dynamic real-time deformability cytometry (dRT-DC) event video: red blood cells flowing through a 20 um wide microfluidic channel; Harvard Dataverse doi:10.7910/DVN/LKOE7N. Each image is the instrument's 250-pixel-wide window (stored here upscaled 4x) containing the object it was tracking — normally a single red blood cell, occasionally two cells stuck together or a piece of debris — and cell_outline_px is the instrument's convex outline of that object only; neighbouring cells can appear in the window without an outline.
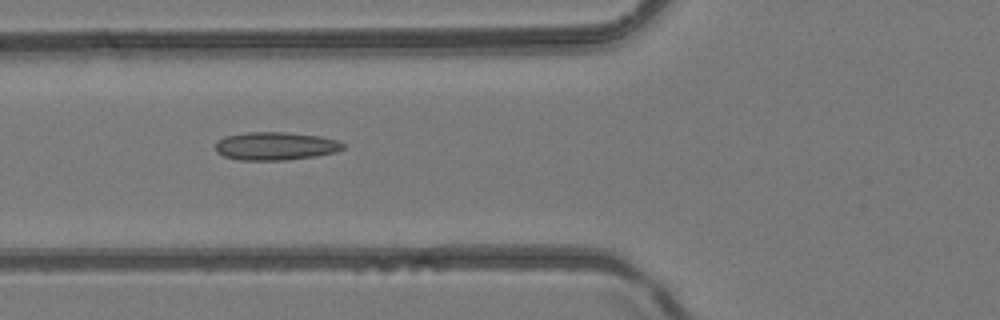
{"species": "common noctule bat (a hibernating species)", "species_latin": "Nyctalus noctula", "temperature_condition": "room temperature", "stored_images_in_passage": 6, "camera_frame_rate_fps": 3000, "um_per_image_px": 0.085, "animal": {"sex": "female", "body_mass_g": 24.6, "forearm_length_mm": 56.2}, "frame": {"image": 1, "passage_image": 6, "time_ms": 5.667, "image_size_px": [1000, 320], "cell_outline_px": [[344, 148], [336, 152], [316, 156], [288, 160], [240, 160], [224, 156], [216, 152], [216, 140], [224, 136], [248, 132], [288, 132], [320, 136], [340, 140], [344, 144]], "centroid_in_image_um": [23.43, 12.41], "position_along_channel_um": 102.4, "area_um2": 21.15}}